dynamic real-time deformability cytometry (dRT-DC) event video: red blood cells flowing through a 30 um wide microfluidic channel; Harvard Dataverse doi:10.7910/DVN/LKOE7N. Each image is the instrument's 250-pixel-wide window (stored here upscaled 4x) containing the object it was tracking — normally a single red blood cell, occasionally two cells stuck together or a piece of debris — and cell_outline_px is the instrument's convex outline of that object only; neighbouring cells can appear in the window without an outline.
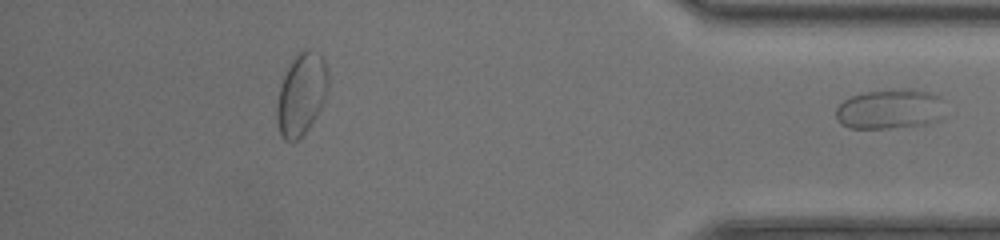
{"species": "common noctule bat (a hibernating species)", "species_latin": "Nyctalus noctula", "temperature_condition": "room temperature", "stored_images_in_passage": 38, "segment_of_instrument_passage": [2, 2], "camera_frame_rate_fps": 3000, "um_per_image_px": 0.085, "animal": {"sex": "female", "body_mass_g": 20.0, "forearm_length_mm": 54.0}, "frame": {"image": 1, "passage_image": 38, "time_ms": 12.333, "image_size_px": [1000, 240], "cell_outline_px": [[940, 120], [928, 124], [888, 128], [848, 128], [840, 124], [836, 120], [836, 108], [844, 100], [852, 96], [864, 92], [904, 88], [916, 88], [940, 96]], "centroid_in_image_um": [75.59, 9.27], "position_along_channel_um": 359.6, "area_um2": 25.37}}